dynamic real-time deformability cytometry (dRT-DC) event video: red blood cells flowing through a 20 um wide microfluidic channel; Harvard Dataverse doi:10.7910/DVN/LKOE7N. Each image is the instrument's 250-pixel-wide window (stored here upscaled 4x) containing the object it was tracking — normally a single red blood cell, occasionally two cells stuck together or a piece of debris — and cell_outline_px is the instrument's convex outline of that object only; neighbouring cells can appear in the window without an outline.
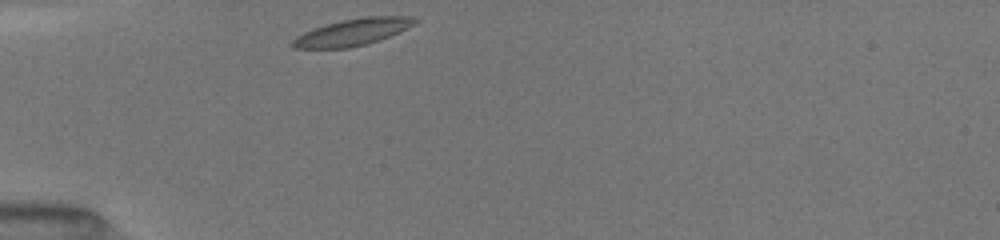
{"species": "common noctule bat (a hibernating species)", "species_latin": "Nyctalus noctula", "temperature_condition": "room temperature", "stored_images_in_passage": 29, "camera_frame_rate_fps": 3000, "um_per_image_px": 0.085, "animal": {"sex": "female", "body_mass_g": 19.5, "forearm_length_mm": 54.1}, "frame": {"image": 1, "passage_image": 1, "time_ms": 0.0, "image_size_px": [1000, 240], "cell_outline_px": [[420, 20], [388, 36], [364, 44], [348, 48], [292, 48], [292, 40], [296, 36], [304, 32], [340, 20], [360, 16], [408, 16]], "centroid_in_image_um": [29.92, 2.72], "position_along_channel_um": 55.1, "area_um2": 18.61}}
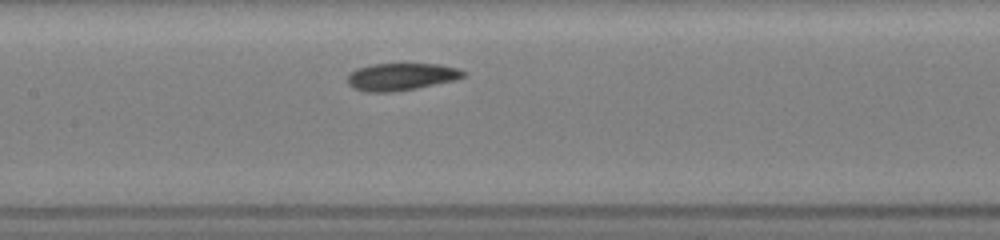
{"frame": {"image": 2, "passage_image": 11, "time_ms": 3.333, "image_size_px": [1000, 240], "cell_outline_px": [[468, 72], [464, 76], [452, 80], [416, 88], [392, 92], [368, 92], [352, 88], [348, 84], [348, 76], [352, 72], [360, 68], [372, 64], [440, 64], [460, 68]], "centroid_in_image_um": [34.12, 6.52], "position_along_channel_um": 173.3, "area_um2": 18.26}}
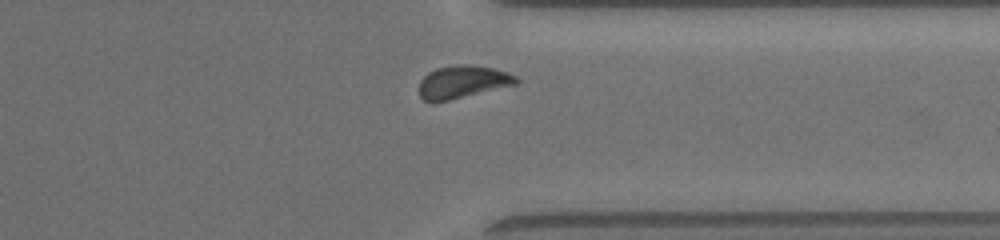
{"frame": {"image": 3, "passage_image": 26, "time_ms": 8.333, "image_size_px": [1000, 240], "cell_outline_px": [[520, 80], [516, 84], [432, 104], [424, 100], [420, 96], [420, 80], [428, 72], [436, 68], [456, 64], [472, 64], [492, 68], [508, 72], [516, 76]], "centroid_in_image_um": [39.3, 6.96], "position_along_channel_um": 372.1, "area_um2": 18.61}, "authors_computed_cell_mechanics": {"area_um2": 18.4382, "velocity_mm_per_s": 3.9806, "shape_relaxation_time_tau1_ms": null, "shape_relaxation_time_tau2_ms": 1.7563, "deformation_change_tau1": null, "deformation_change_tau2": 0.0656}}